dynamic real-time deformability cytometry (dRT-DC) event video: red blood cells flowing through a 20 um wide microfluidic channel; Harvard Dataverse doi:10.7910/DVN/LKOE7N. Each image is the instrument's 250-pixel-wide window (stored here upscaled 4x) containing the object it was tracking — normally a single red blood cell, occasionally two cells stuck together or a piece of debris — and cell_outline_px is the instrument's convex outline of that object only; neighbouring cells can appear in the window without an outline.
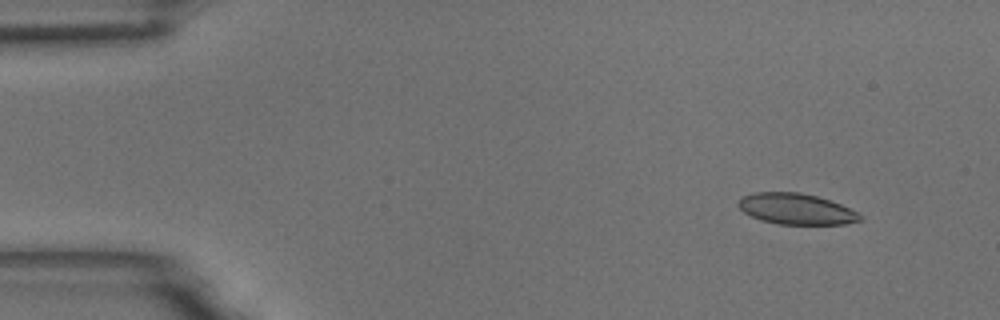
{"species": "common noctule bat (a hibernating species)", "species_latin": "Nyctalus noctula", "temperature_condition": "room temperature", "stored_images_in_passage": 8, "camera_frame_rate_fps": 3000, "um_per_image_px": 0.085, "animal": {"sex": "male", "body_mass_g": 18.8}, "frame": {"image": 1, "passage_image": 2, "time_ms": 0.333, "image_size_px": [1000, 320], "cell_outline_px": [[864, 220], [844, 224], [776, 224], [760, 220], [744, 212], [736, 204], [744, 196], [756, 192], [800, 192], [816, 196], [840, 204], [864, 216]], "centroid_in_image_um": [67.69, 17.77], "position_along_channel_um": 17.3, "area_um2": 21.85}}
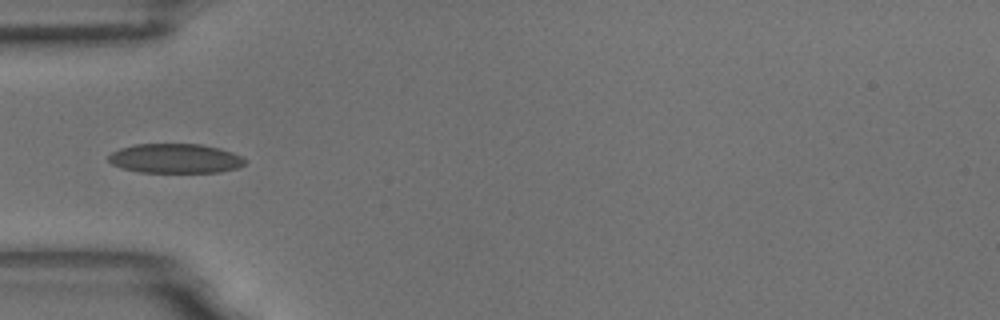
{"frame": {"image": 2, "passage_image": 5, "time_ms": 1.333, "image_size_px": [1000, 320], "cell_outline_px": [[248, 160], [244, 164], [236, 168], [220, 172], [140, 172], [124, 168], [112, 164], [108, 160], [108, 156], [112, 152], [120, 148], [136, 144], [200, 144], [220, 148], [232, 152]], "centroid_in_image_um": [14.91, 13.46], "position_along_channel_um": 70.1, "area_um2": 23.35}}